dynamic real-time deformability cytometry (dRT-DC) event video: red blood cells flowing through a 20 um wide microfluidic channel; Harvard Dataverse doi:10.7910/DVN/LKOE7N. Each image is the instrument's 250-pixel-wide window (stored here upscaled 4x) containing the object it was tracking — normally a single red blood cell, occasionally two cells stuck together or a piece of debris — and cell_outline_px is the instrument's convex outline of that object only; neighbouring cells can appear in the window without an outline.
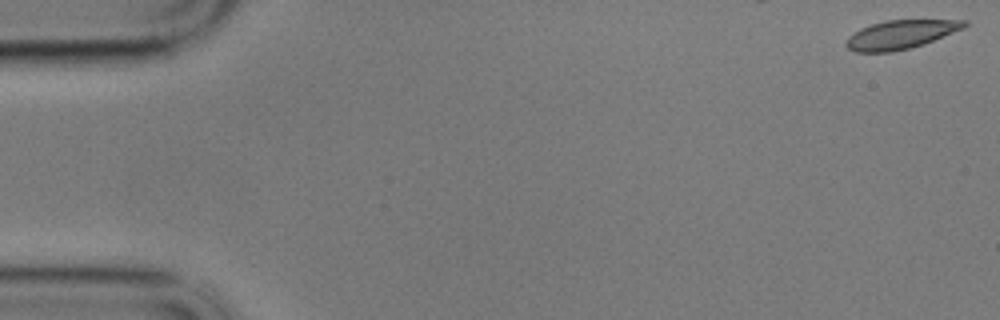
{"species": "common noctule bat (a hibernating species)", "species_latin": "Nyctalus noctula", "temperature_condition": "cold", "stored_images_in_passage": 12, "camera_frame_rate_fps": 3000, "um_per_image_px": 0.085, "animal": {"sex": "male", "body_mass_g": 17.9}, "frame": {"image": 1, "passage_image": 1, "time_ms": 0.0, "image_size_px": [1000, 320], "cell_outline_px": [[968, 24], [964, 28], [924, 44], [892, 52], [856, 52], [848, 48], [844, 44], [848, 36], [872, 24], [884, 20], [968, 20]], "centroid_in_image_um": [76.57, 2.94], "position_along_channel_um": 8.4, "area_um2": 19.59}}